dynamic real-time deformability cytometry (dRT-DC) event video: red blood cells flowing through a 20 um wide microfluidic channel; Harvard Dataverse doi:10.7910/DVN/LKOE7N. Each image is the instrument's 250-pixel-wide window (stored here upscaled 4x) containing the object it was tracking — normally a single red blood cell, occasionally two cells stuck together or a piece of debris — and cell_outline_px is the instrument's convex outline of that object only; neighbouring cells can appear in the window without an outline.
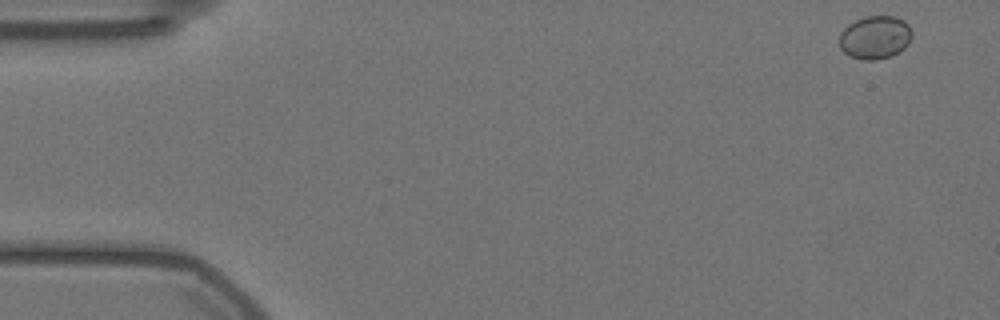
{"species": "Egyptian fruit bat (a non-hibernating species)", "species_latin": "Rousettus aegyptiacus", "temperature_condition": "warm", "stored_images_in_passage": 57, "camera_frame_rate_fps": 3000, "um_per_image_px": 0.085, "animal": {"sex": "female"}, "frame": {"image": 1, "passage_image": 2, "time_ms": 0.333, "image_size_px": [1000, 320], "cell_outline_px": [[912, 36], [908, 44], [904, 48], [892, 56], [876, 60], [864, 60], [852, 56], [844, 52], [840, 48], [840, 32], [848, 24], [864, 16], [896, 16], [904, 20], [908, 24], [912, 32]], "centroid_in_image_um": [74.39, 3.17], "position_along_channel_um": 10.6, "area_um2": 18.38}}
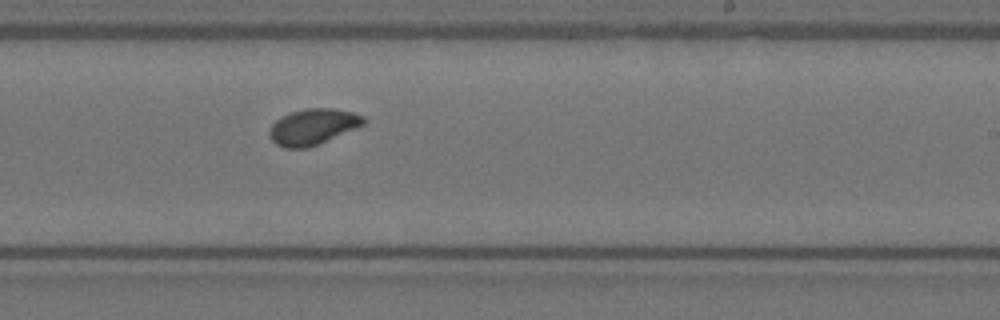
{"frame": {"image": 2, "passage_image": 34, "time_ms": 11.0, "image_size_px": [1000, 320], "cell_outline_px": [[364, 124], [320, 144], [308, 148], [284, 148], [276, 144], [268, 136], [268, 132], [272, 124], [280, 116], [288, 112], [304, 108], [332, 108], [352, 112], [364, 116]], "centroid_in_image_um": [26.55, 10.77], "position_along_channel_um": 262.5, "area_um2": 19.88}}
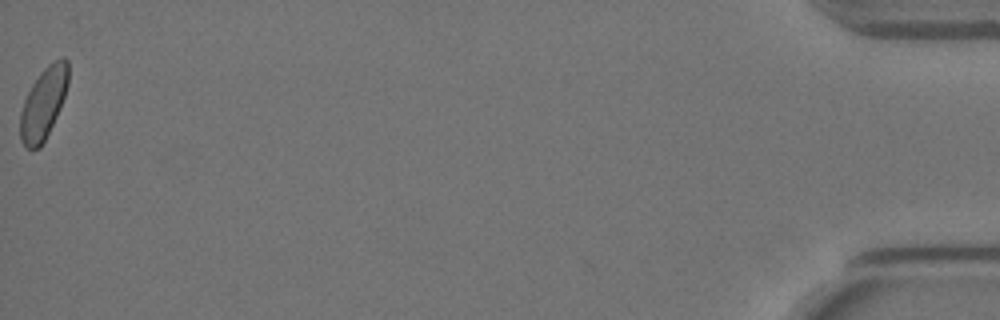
{"frame": {"image": 3, "passage_image": 57, "time_ms": 18.667, "image_size_px": [1000, 320], "cell_outline_px": [[68, 84], [64, 96], [56, 116], [40, 148], [24, 148], [20, 140], [20, 112], [24, 100], [32, 84], [40, 72], [48, 64], [64, 56], [68, 60]], "centroid_in_image_um": [3.67, 8.77], "position_along_channel_um": 431.5, "area_um2": 19.83}, "authors_computed_cell_mechanics": {"area_um2": 19.5364, "velocity_mm_per_s": 3.5341, "shape_relaxation_time_tau1_ms": 2.438, "shape_relaxation_time_tau2_ms": 6.0611, "deformation_change_tau1": 0.0532, "deformation_change_tau2": 0.0773}}